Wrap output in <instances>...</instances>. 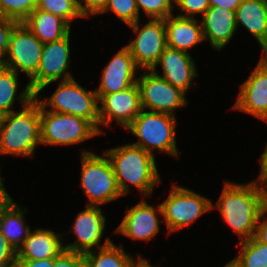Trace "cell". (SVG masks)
<instances>
[{
    "instance_id": "4dcf8cb0",
    "label": "cell",
    "mask_w": 267,
    "mask_h": 267,
    "mask_svg": "<svg viewBox=\"0 0 267 267\" xmlns=\"http://www.w3.org/2000/svg\"><path fill=\"white\" fill-rule=\"evenodd\" d=\"M138 10L145 12L150 19H165L175 10L174 0H136Z\"/></svg>"
},
{
    "instance_id": "ab89813d",
    "label": "cell",
    "mask_w": 267,
    "mask_h": 267,
    "mask_svg": "<svg viewBox=\"0 0 267 267\" xmlns=\"http://www.w3.org/2000/svg\"><path fill=\"white\" fill-rule=\"evenodd\" d=\"M243 0H209V6L222 7L231 11H236Z\"/></svg>"
},
{
    "instance_id": "f6af8a7d",
    "label": "cell",
    "mask_w": 267,
    "mask_h": 267,
    "mask_svg": "<svg viewBox=\"0 0 267 267\" xmlns=\"http://www.w3.org/2000/svg\"><path fill=\"white\" fill-rule=\"evenodd\" d=\"M0 267H18L17 264H4V265H0Z\"/></svg>"
},
{
    "instance_id": "f546056e",
    "label": "cell",
    "mask_w": 267,
    "mask_h": 267,
    "mask_svg": "<svg viewBox=\"0 0 267 267\" xmlns=\"http://www.w3.org/2000/svg\"><path fill=\"white\" fill-rule=\"evenodd\" d=\"M110 10L127 25L136 23L140 19L136 0H108L105 9L100 14Z\"/></svg>"
},
{
    "instance_id": "f35d334b",
    "label": "cell",
    "mask_w": 267,
    "mask_h": 267,
    "mask_svg": "<svg viewBox=\"0 0 267 267\" xmlns=\"http://www.w3.org/2000/svg\"><path fill=\"white\" fill-rule=\"evenodd\" d=\"M259 164L260 166V173L259 177L256 181H259L261 184H263L265 187H267V145L264 149V152L259 157Z\"/></svg>"
},
{
    "instance_id": "60d3db41",
    "label": "cell",
    "mask_w": 267,
    "mask_h": 267,
    "mask_svg": "<svg viewBox=\"0 0 267 267\" xmlns=\"http://www.w3.org/2000/svg\"><path fill=\"white\" fill-rule=\"evenodd\" d=\"M11 200V196L7 193L4 187L0 170V213Z\"/></svg>"
},
{
    "instance_id": "7bdbcfd3",
    "label": "cell",
    "mask_w": 267,
    "mask_h": 267,
    "mask_svg": "<svg viewBox=\"0 0 267 267\" xmlns=\"http://www.w3.org/2000/svg\"><path fill=\"white\" fill-rule=\"evenodd\" d=\"M130 267H155L150 264V261H147L142 255L138 256V259H136L130 264Z\"/></svg>"
},
{
    "instance_id": "9a60e30c",
    "label": "cell",
    "mask_w": 267,
    "mask_h": 267,
    "mask_svg": "<svg viewBox=\"0 0 267 267\" xmlns=\"http://www.w3.org/2000/svg\"><path fill=\"white\" fill-rule=\"evenodd\" d=\"M161 205H150L144 199L126 211L116 232L132 240L149 241L160 230L159 222H163ZM160 220V221H159Z\"/></svg>"
},
{
    "instance_id": "ffe728a7",
    "label": "cell",
    "mask_w": 267,
    "mask_h": 267,
    "mask_svg": "<svg viewBox=\"0 0 267 267\" xmlns=\"http://www.w3.org/2000/svg\"><path fill=\"white\" fill-rule=\"evenodd\" d=\"M62 236L42 228L30 231L17 251V260H42L59 256L65 250Z\"/></svg>"
},
{
    "instance_id": "f1b7e54d",
    "label": "cell",
    "mask_w": 267,
    "mask_h": 267,
    "mask_svg": "<svg viewBox=\"0 0 267 267\" xmlns=\"http://www.w3.org/2000/svg\"><path fill=\"white\" fill-rule=\"evenodd\" d=\"M37 0H0V17L23 22L35 9Z\"/></svg>"
},
{
    "instance_id": "4316f807",
    "label": "cell",
    "mask_w": 267,
    "mask_h": 267,
    "mask_svg": "<svg viewBox=\"0 0 267 267\" xmlns=\"http://www.w3.org/2000/svg\"><path fill=\"white\" fill-rule=\"evenodd\" d=\"M241 250L232 260L239 267H267V245L255 237L239 242Z\"/></svg>"
},
{
    "instance_id": "52a82bcc",
    "label": "cell",
    "mask_w": 267,
    "mask_h": 267,
    "mask_svg": "<svg viewBox=\"0 0 267 267\" xmlns=\"http://www.w3.org/2000/svg\"><path fill=\"white\" fill-rule=\"evenodd\" d=\"M41 144L70 146L99 135V130L85 118L48 111L40 104Z\"/></svg>"
},
{
    "instance_id": "836d02e7",
    "label": "cell",
    "mask_w": 267,
    "mask_h": 267,
    "mask_svg": "<svg viewBox=\"0 0 267 267\" xmlns=\"http://www.w3.org/2000/svg\"><path fill=\"white\" fill-rule=\"evenodd\" d=\"M54 267H87L84 254L64 250L54 258Z\"/></svg>"
},
{
    "instance_id": "5b68a950",
    "label": "cell",
    "mask_w": 267,
    "mask_h": 267,
    "mask_svg": "<svg viewBox=\"0 0 267 267\" xmlns=\"http://www.w3.org/2000/svg\"><path fill=\"white\" fill-rule=\"evenodd\" d=\"M103 156L84 149L81 152L80 187L88 197L86 205L101 206L122 197L112 164L106 154Z\"/></svg>"
},
{
    "instance_id": "3957f363",
    "label": "cell",
    "mask_w": 267,
    "mask_h": 267,
    "mask_svg": "<svg viewBox=\"0 0 267 267\" xmlns=\"http://www.w3.org/2000/svg\"><path fill=\"white\" fill-rule=\"evenodd\" d=\"M41 144L40 103L35 98L20 112L0 116V155L33 157Z\"/></svg>"
},
{
    "instance_id": "7c38bea8",
    "label": "cell",
    "mask_w": 267,
    "mask_h": 267,
    "mask_svg": "<svg viewBox=\"0 0 267 267\" xmlns=\"http://www.w3.org/2000/svg\"><path fill=\"white\" fill-rule=\"evenodd\" d=\"M44 44L21 22L10 36L4 67L23 72L29 80L37 73Z\"/></svg>"
},
{
    "instance_id": "1f68e13d",
    "label": "cell",
    "mask_w": 267,
    "mask_h": 267,
    "mask_svg": "<svg viewBox=\"0 0 267 267\" xmlns=\"http://www.w3.org/2000/svg\"><path fill=\"white\" fill-rule=\"evenodd\" d=\"M174 5L178 6L180 12L184 14H179L181 17L195 18V14H204L209 6V0H174Z\"/></svg>"
},
{
    "instance_id": "8992f818",
    "label": "cell",
    "mask_w": 267,
    "mask_h": 267,
    "mask_svg": "<svg viewBox=\"0 0 267 267\" xmlns=\"http://www.w3.org/2000/svg\"><path fill=\"white\" fill-rule=\"evenodd\" d=\"M35 98L48 111L85 118L99 130V99L96 89L87 91L75 78L61 81L50 98ZM49 107L52 109L49 110Z\"/></svg>"
},
{
    "instance_id": "8fae6325",
    "label": "cell",
    "mask_w": 267,
    "mask_h": 267,
    "mask_svg": "<svg viewBox=\"0 0 267 267\" xmlns=\"http://www.w3.org/2000/svg\"><path fill=\"white\" fill-rule=\"evenodd\" d=\"M143 110L175 116L174 110L187 105L186 93L172 86L152 70L137 77Z\"/></svg>"
},
{
    "instance_id": "74e56055",
    "label": "cell",
    "mask_w": 267,
    "mask_h": 267,
    "mask_svg": "<svg viewBox=\"0 0 267 267\" xmlns=\"http://www.w3.org/2000/svg\"><path fill=\"white\" fill-rule=\"evenodd\" d=\"M18 267H54V258L42 260H17Z\"/></svg>"
},
{
    "instance_id": "ba28073f",
    "label": "cell",
    "mask_w": 267,
    "mask_h": 267,
    "mask_svg": "<svg viewBox=\"0 0 267 267\" xmlns=\"http://www.w3.org/2000/svg\"><path fill=\"white\" fill-rule=\"evenodd\" d=\"M168 234L188 227L204 213L212 210V201L191 189L172 185L168 197L160 204Z\"/></svg>"
},
{
    "instance_id": "44dd1931",
    "label": "cell",
    "mask_w": 267,
    "mask_h": 267,
    "mask_svg": "<svg viewBox=\"0 0 267 267\" xmlns=\"http://www.w3.org/2000/svg\"><path fill=\"white\" fill-rule=\"evenodd\" d=\"M167 47L187 51L204 41L200 20L170 15L164 19Z\"/></svg>"
},
{
    "instance_id": "7a4b0ae2",
    "label": "cell",
    "mask_w": 267,
    "mask_h": 267,
    "mask_svg": "<svg viewBox=\"0 0 267 267\" xmlns=\"http://www.w3.org/2000/svg\"><path fill=\"white\" fill-rule=\"evenodd\" d=\"M112 164L120 193L126 195L131 189L128 183L144 197L150 196L160 184V174L155 156L133 144H126L104 151Z\"/></svg>"
},
{
    "instance_id": "d4e9b609",
    "label": "cell",
    "mask_w": 267,
    "mask_h": 267,
    "mask_svg": "<svg viewBox=\"0 0 267 267\" xmlns=\"http://www.w3.org/2000/svg\"><path fill=\"white\" fill-rule=\"evenodd\" d=\"M18 78V73L14 70L0 66V116L14 111L12 108L15 100H18L23 108L35 99V93L29 84L17 95Z\"/></svg>"
},
{
    "instance_id": "83f0119b",
    "label": "cell",
    "mask_w": 267,
    "mask_h": 267,
    "mask_svg": "<svg viewBox=\"0 0 267 267\" xmlns=\"http://www.w3.org/2000/svg\"><path fill=\"white\" fill-rule=\"evenodd\" d=\"M35 10L58 15L70 25L74 18L83 17L78 8V0H37Z\"/></svg>"
},
{
    "instance_id": "8d00e7d4",
    "label": "cell",
    "mask_w": 267,
    "mask_h": 267,
    "mask_svg": "<svg viewBox=\"0 0 267 267\" xmlns=\"http://www.w3.org/2000/svg\"><path fill=\"white\" fill-rule=\"evenodd\" d=\"M254 237L259 242L267 245V205L259 217Z\"/></svg>"
},
{
    "instance_id": "7402d4cb",
    "label": "cell",
    "mask_w": 267,
    "mask_h": 267,
    "mask_svg": "<svg viewBox=\"0 0 267 267\" xmlns=\"http://www.w3.org/2000/svg\"><path fill=\"white\" fill-rule=\"evenodd\" d=\"M23 23L43 44L58 41L71 30L66 20L42 10H34Z\"/></svg>"
},
{
    "instance_id": "cb8c5ba5",
    "label": "cell",
    "mask_w": 267,
    "mask_h": 267,
    "mask_svg": "<svg viewBox=\"0 0 267 267\" xmlns=\"http://www.w3.org/2000/svg\"><path fill=\"white\" fill-rule=\"evenodd\" d=\"M13 199L0 213V231L16 251L23 245L30 233V226L25 224L24 210Z\"/></svg>"
},
{
    "instance_id": "4fadbf2b",
    "label": "cell",
    "mask_w": 267,
    "mask_h": 267,
    "mask_svg": "<svg viewBox=\"0 0 267 267\" xmlns=\"http://www.w3.org/2000/svg\"><path fill=\"white\" fill-rule=\"evenodd\" d=\"M99 99V132L103 133L100 125L111 127V122L116 121L127 128L137 115L143 110L141 105L140 90L135 83L126 90L111 93L97 94Z\"/></svg>"
},
{
    "instance_id": "e0dca14e",
    "label": "cell",
    "mask_w": 267,
    "mask_h": 267,
    "mask_svg": "<svg viewBox=\"0 0 267 267\" xmlns=\"http://www.w3.org/2000/svg\"><path fill=\"white\" fill-rule=\"evenodd\" d=\"M159 64L162 68V76L156 70ZM195 64L189 53L166 47L152 71L186 93L198 76Z\"/></svg>"
},
{
    "instance_id": "ac0fdd59",
    "label": "cell",
    "mask_w": 267,
    "mask_h": 267,
    "mask_svg": "<svg viewBox=\"0 0 267 267\" xmlns=\"http://www.w3.org/2000/svg\"><path fill=\"white\" fill-rule=\"evenodd\" d=\"M137 69L129 50L122 47L103 68L96 94H111L131 87L137 83Z\"/></svg>"
},
{
    "instance_id": "484cf974",
    "label": "cell",
    "mask_w": 267,
    "mask_h": 267,
    "mask_svg": "<svg viewBox=\"0 0 267 267\" xmlns=\"http://www.w3.org/2000/svg\"><path fill=\"white\" fill-rule=\"evenodd\" d=\"M122 247L112 241L109 245L99 248L98 252H87L84 254L87 267H130L135 258Z\"/></svg>"
},
{
    "instance_id": "b9f144b4",
    "label": "cell",
    "mask_w": 267,
    "mask_h": 267,
    "mask_svg": "<svg viewBox=\"0 0 267 267\" xmlns=\"http://www.w3.org/2000/svg\"><path fill=\"white\" fill-rule=\"evenodd\" d=\"M261 46L262 52H261V58L260 61H258V65H260L263 69L267 71V41H264L259 44Z\"/></svg>"
},
{
    "instance_id": "9c48e42d",
    "label": "cell",
    "mask_w": 267,
    "mask_h": 267,
    "mask_svg": "<svg viewBox=\"0 0 267 267\" xmlns=\"http://www.w3.org/2000/svg\"><path fill=\"white\" fill-rule=\"evenodd\" d=\"M149 20L142 28L139 20L128 25L137 36L125 46L142 73L156 66L160 55L167 47L164 19Z\"/></svg>"
},
{
    "instance_id": "5bb4252c",
    "label": "cell",
    "mask_w": 267,
    "mask_h": 267,
    "mask_svg": "<svg viewBox=\"0 0 267 267\" xmlns=\"http://www.w3.org/2000/svg\"><path fill=\"white\" fill-rule=\"evenodd\" d=\"M102 213L99 206L86 205V209L78 213L69 231H72L77 239L72 244L64 246L65 250L86 254L93 251V247L98 246L99 249L109 245L112 242L109 237L100 244L106 224V217Z\"/></svg>"
},
{
    "instance_id": "ee69618b",
    "label": "cell",
    "mask_w": 267,
    "mask_h": 267,
    "mask_svg": "<svg viewBox=\"0 0 267 267\" xmlns=\"http://www.w3.org/2000/svg\"><path fill=\"white\" fill-rule=\"evenodd\" d=\"M223 267H239L233 260L225 264Z\"/></svg>"
},
{
    "instance_id": "2e32d148",
    "label": "cell",
    "mask_w": 267,
    "mask_h": 267,
    "mask_svg": "<svg viewBox=\"0 0 267 267\" xmlns=\"http://www.w3.org/2000/svg\"><path fill=\"white\" fill-rule=\"evenodd\" d=\"M232 109L267 122V71L256 64L246 81L240 86Z\"/></svg>"
},
{
    "instance_id": "603a6c76",
    "label": "cell",
    "mask_w": 267,
    "mask_h": 267,
    "mask_svg": "<svg viewBox=\"0 0 267 267\" xmlns=\"http://www.w3.org/2000/svg\"><path fill=\"white\" fill-rule=\"evenodd\" d=\"M236 26L242 24L258 41H267V0H243L235 11Z\"/></svg>"
},
{
    "instance_id": "277c9868",
    "label": "cell",
    "mask_w": 267,
    "mask_h": 267,
    "mask_svg": "<svg viewBox=\"0 0 267 267\" xmlns=\"http://www.w3.org/2000/svg\"><path fill=\"white\" fill-rule=\"evenodd\" d=\"M177 118L173 115L142 110L126 128L139 141L132 143L154 156L153 149L178 157L175 139Z\"/></svg>"
},
{
    "instance_id": "d590c367",
    "label": "cell",
    "mask_w": 267,
    "mask_h": 267,
    "mask_svg": "<svg viewBox=\"0 0 267 267\" xmlns=\"http://www.w3.org/2000/svg\"><path fill=\"white\" fill-rule=\"evenodd\" d=\"M17 264V251L0 231V265Z\"/></svg>"
},
{
    "instance_id": "30bf717a",
    "label": "cell",
    "mask_w": 267,
    "mask_h": 267,
    "mask_svg": "<svg viewBox=\"0 0 267 267\" xmlns=\"http://www.w3.org/2000/svg\"><path fill=\"white\" fill-rule=\"evenodd\" d=\"M70 34L64 38L44 43L37 73L29 80L35 97L52 82L69 80L74 76L68 72L70 68Z\"/></svg>"
},
{
    "instance_id": "d6986e66",
    "label": "cell",
    "mask_w": 267,
    "mask_h": 267,
    "mask_svg": "<svg viewBox=\"0 0 267 267\" xmlns=\"http://www.w3.org/2000/svg\"><path fill=\"white\" fill-rule=\"evenodd\" d=\"M202 18L204 41L209 40L215 50L223 49L237 30L235 11L213 6L207 9Z\"/></svg>"
},
{
    "instance_id": "d6a6232c",
    "label": "cell",
    "mask_w": 267,
    "mask_h": 267,
    "mask_svg": "<svg viewBox=\"0 0 267 267\" xmlns=\"http://www.w3.org/2000/svg\"><path fill=\"white\" fill-rule=\"evenodd\" d=\"M18 23L13 19L0 17V66L5 62L10 36Z\"/></svg>"
},
{
    "instance_id": "6da1fadb",
    "label": "cell",
    "mask_w": 267,
    "mask_h": 267,
    "mask_svg": "<svg viewBox=\"0 0 267 267\" xmlns=\"http://www.w3.org/2000/svg\"><path fill=\"white\" fill-rule=\"evenodd\" d=\"M267 205V187L259 181L246 184L227 181L219 200L212 204L223 221L239 236L240 242L254 237L258 220Z\"/></svg>"
},
{
    "instance_id": "e575fe53",
    "label": "cell",
    "mask_w": 267,
    "mask_h": 267,
    "mask_svg": "<svg viewBox=\"0 0 267 267\" xmlns=\"http://www.w3.org/2000/svg\"><path fill=\"white\" fill-rule=\"evenodd\" d=\"M107 3L108 0H78V8L84 18H89V16L100 14L105 9Z\"/></svg>"
}]
</instances>
